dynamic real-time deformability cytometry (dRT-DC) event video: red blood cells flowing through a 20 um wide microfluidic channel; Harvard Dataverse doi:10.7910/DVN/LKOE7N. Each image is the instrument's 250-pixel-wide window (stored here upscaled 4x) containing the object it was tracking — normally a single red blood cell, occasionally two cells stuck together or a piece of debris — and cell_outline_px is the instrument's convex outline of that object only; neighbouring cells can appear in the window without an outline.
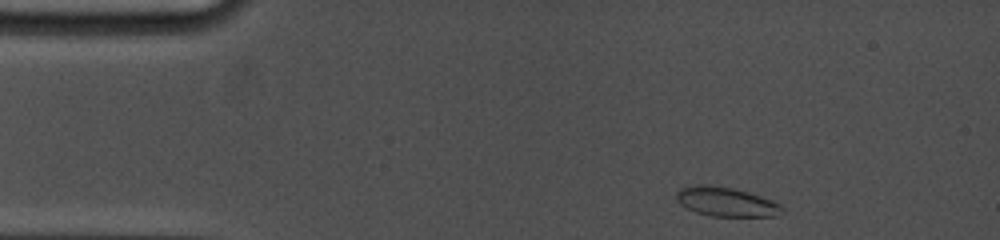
{"species": "common noctule bat (a hibernating species)", "species_latin": "Nyctalus noctula", "temperature_condition": "cold", "stored_images_in_passage": 33, "camera_frame_rate_fps": 5000, "um_per_image_px": 0.085, "animal": {"sex": "female", "body_mass_g": 19.0, "forearm_length_mm": 53.3}, "frame": {"image": 1, "passage_image": 1, "time_ms": 0.0, "image_size_px": [1000, 240], "cell_outline_px": [[784, 212], [776, 216], [712, 216], [696, 212], [680, 204], [676, 200], [676, 192], [680, 188], [692, 184], [712, 184], [732, 188], [748, 192], [772, 200], [780, 204], [784, 208]], "centroid_in_image_um": [61.71, 17.14], "position_along_channel_um": 23.3, "area_um2": 18.21}}
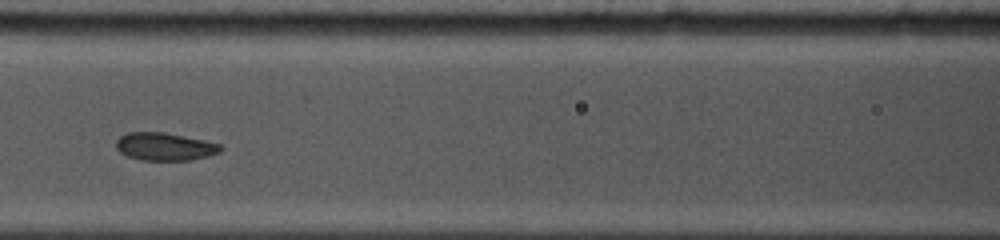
{"frame": {"image": 2, "passage_image": 14, "time_ms": 5.2, "image_size_px": [1000, 240], "cell_outline_px": [[224, 148], [220, 152], [208, 156], [188, 160], [140, 160], [128, 156], [120, 152], [116, 148], [116, 140], [120, 136], [128, 132], [164, 132], [204, 140], [220, 144]], "centroid_in_image_um": [14.0, 12.46], "position_along_channel_um": 152.6, "area_um2": 16.94}}
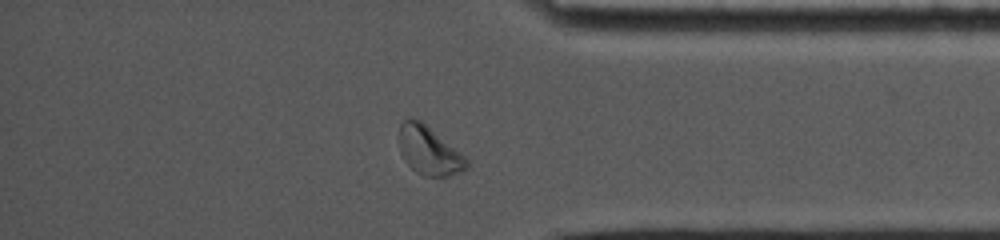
{"frame": {"image": 3, "passage_image": 29, "time_ms": 11.8, "image_size_px": [1000, 240], "cell_outline_px": [[468, 168], [460, 172], [448, 176], [424, 176], [416, 172], [404, 160], [400, 152], [400, 124], [404, 120], [412, 116], [420, 120], [460, 152], [468, 160]], "centroid_in_image_um": [36.46, 12.8], "position_along_channel_um": 398.7, "area_um2": 18.9}, "authors_computed_cell_mechanics": {"area_um2": 17.629, "velocity_mm_per_s": 3.7768, "shape_relaxation_time_tau1_ms": 5.7712, "shape_relaxation_time_tau2_ms": 0.7674, "deformation_change_tau1": 0.1665, "deformation_change_tau2": 0.0479}}